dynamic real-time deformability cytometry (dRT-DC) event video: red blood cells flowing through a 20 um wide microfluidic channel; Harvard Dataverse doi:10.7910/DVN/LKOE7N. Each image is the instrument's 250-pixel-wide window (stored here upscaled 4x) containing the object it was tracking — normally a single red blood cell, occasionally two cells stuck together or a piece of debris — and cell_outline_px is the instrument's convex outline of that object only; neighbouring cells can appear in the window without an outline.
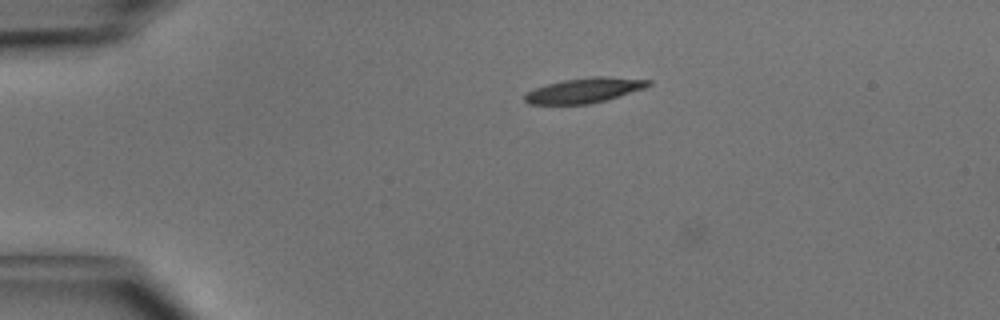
{"species": "common noctule bat (a hibernating species)", "species_latin": "Nyctalus noctula", "temperature_condition": "cold", "stored_images_in_passage": 4, "camera_frame_rate_fps": 3000, "um_per_image_px": 0.085, "animal": {"sex": "male", "body_mass_g": 15.6}, "frame": {"image": 1, "passage_image": 2, "time_ms": 0.333, "image_size_px": [1000, 320], "cell_outline_px": [[652, 84], [644, 88], [604, 100], [588, 104], [528, 104], [524, 100], [524, 96], [532, 88], [564, 80], [592, 76], [608, 76], [652, 80]], "centroid_in_image_um": [49.66, 7.67], "position_along_channel_um": 35.3, "area_um2": 17.86}}